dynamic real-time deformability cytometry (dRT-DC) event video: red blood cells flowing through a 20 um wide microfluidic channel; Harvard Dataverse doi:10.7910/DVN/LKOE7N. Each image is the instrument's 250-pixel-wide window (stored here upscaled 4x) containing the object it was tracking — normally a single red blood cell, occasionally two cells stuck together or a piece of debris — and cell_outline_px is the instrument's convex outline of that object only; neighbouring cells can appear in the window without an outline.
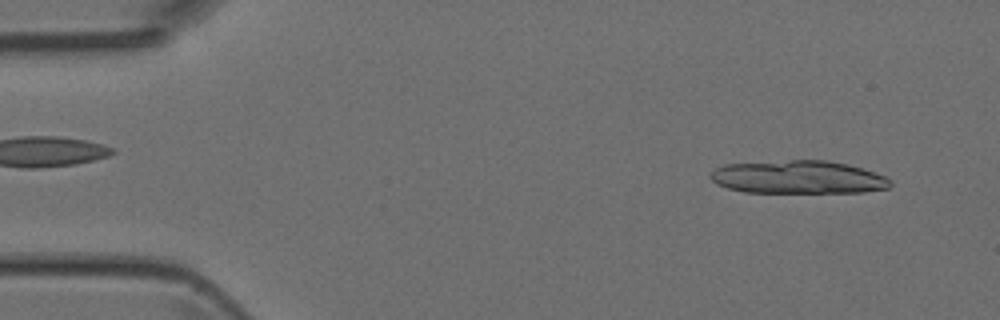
{"species": "Egyptian fruit bat (a non-hibernating species)", "species_latin": "Rousettus aegyptiacus", "temperature_condition": "room temperature", "stored_images_in_passage": 14, "camera_frame_rate_fps": 3000, "um_per_image_px": 0.085, "animal": {"sex": "female"}, "frame": {"image": 1, "passage_image": 2, "time_ms": 0.333, "image_size_px": [1000, 320], "cell_outline_px": [[892, 184], [888, 188], [864, 192], [744, 192], [728, 188], [716, 184], [708, 176], [716, 168], [724, 164], [788, 160], [828, 160], [848, 164], [884, 176], [892, 180]], "centroid_in_image_um": [67.83, 15.06], "position_along_channel_um": 17.2, "area_um2": 34.68}}